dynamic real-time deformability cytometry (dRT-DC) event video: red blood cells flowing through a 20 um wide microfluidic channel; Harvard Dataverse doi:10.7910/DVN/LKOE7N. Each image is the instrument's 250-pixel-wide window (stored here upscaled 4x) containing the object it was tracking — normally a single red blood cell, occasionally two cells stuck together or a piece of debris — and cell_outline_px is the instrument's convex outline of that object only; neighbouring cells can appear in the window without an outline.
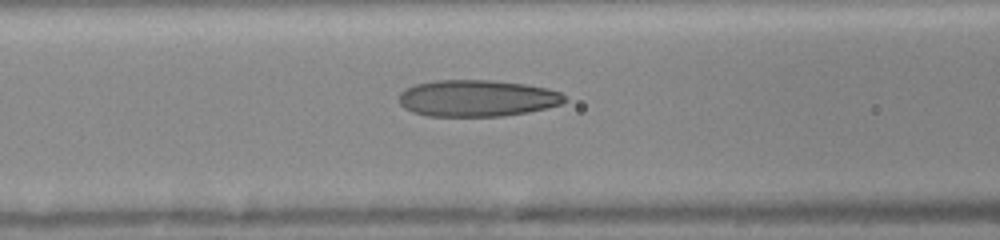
{"species": "human", "species_latin": "Homo sapiens", "temperature_condition": "room temperature", "stored_images_in_passage": 24, "segment_of_instrument_passage": [1, 2], "camera_frame_rate_fps": 3000, "um_per_image_px": 0.085, "donor": {"sex": "female"}, "frame": {"image": 1, "passage_image": 10, "time_ms": 2.667, "image_size_px": [1000, 240], "cell_outline_px": [[568, 100], [560, 104], [528, 112], [500, 116], [428, 116], [412, 112], [404, 108], [400, 104], [400, 92], [404, 88], [416, 84], [436, 80], [492, 80], [524, 84], [548, 88], [560, 92]], "centroid_in_image_um": [40.53, 8.34], "position_along_channel_um": 126.1, "area_um2": 35.37}}
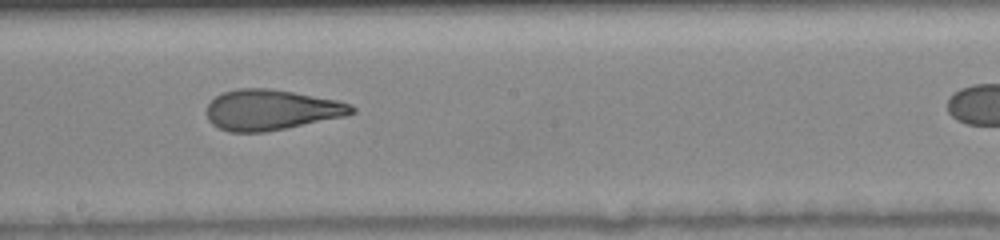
{"frame": {"image": 2, "passage_image": 17, "time_ms": 5.0, "image_size_px": [1000, 240], "cell_outline_px": [[356, 112], [344, 116], [264, 132], [228, 132], [212, 124], [208, 120], [208, 104], [216, 96], [224, 92], [236, 88], [268, 88], [292, 92], [336, 100], [352, 104], [356, 108]], "centroid_in_image_um": [23.04, 9.33], "position_along_channel_um": 225.2, "area_um2": 33.87}}
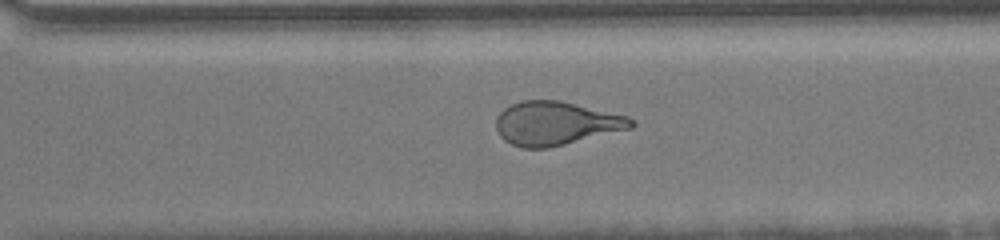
{"frame": {"image": 3, "passage_image": 22, "time_ms": 7.333, "image_size_px": [1000, 240], "cell_outline_px": [[636, 124], [632, 128], [548, 148], [524, 148], [512, 144], [504, 140], [500, 136], [496, 128], [496, 116], [504, 108], [520, 100], [560, 100], [628, 116], [636, 120]], "centroid_in_image_um": [47.26, 10.48], "position_along_channel_um": 323.3, "area_um2": 34.45}}